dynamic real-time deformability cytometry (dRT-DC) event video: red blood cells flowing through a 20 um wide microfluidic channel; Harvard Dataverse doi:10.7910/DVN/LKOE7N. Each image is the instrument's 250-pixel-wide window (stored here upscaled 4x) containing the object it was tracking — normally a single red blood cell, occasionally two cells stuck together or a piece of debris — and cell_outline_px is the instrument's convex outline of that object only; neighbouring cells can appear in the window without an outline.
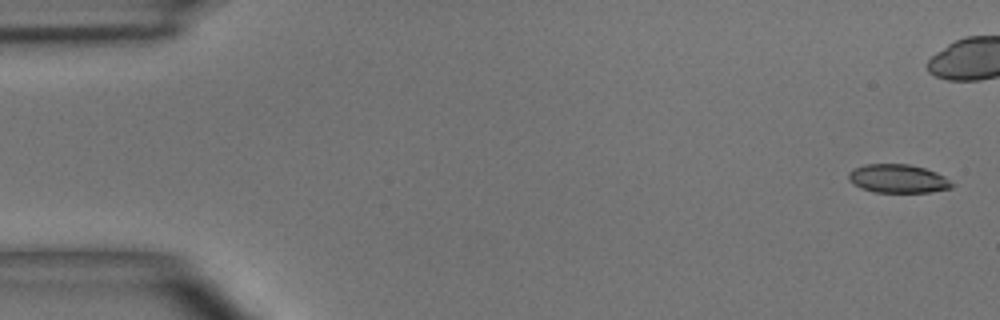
{"species": "common noctule bat (a hibernating species)", "species_latin": "Nyctalus noctula", "temperature_condition": "room temperature", "stored_images_in_passage": 4, "camera_frame_rate_fps": 3000, "um_per_image_px": 0.085, "animal": {"sex": "male", "body_mass_g": 15.6}, "frame": {"image": 1, "passage_image": 1, "time_ms": 0.0, "image_size_px": [1000, 320], "cell_outline_px": [[956, 184], [952, 188], [928, 192], [872, 192], [860, 188], [852, 184], [848, 180], [848, 172], [852, 168], [864, 164], [908, 164], [924, 168], [936, 172], [944, 176]], "centroid_in_image_um": [76.3, 15.18], "position_along_channel_um": 8.7, "area_um2": 17.46}}